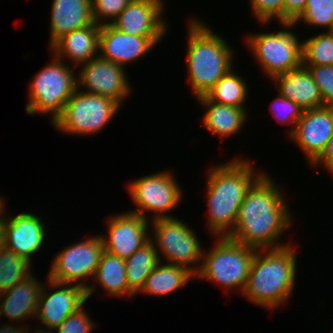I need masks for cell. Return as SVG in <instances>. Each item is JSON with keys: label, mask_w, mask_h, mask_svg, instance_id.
Instances as JSON below:
<instances>
[{"label": "cell", "mask_w": 333, "mask_h": 333, "mask_svg": "<svg viewBox=\"0 0 333 333\" xmlns=\"http://www.w3.org/2000/svg\"><path fill=\"white\" fill-rule=\"evenodd\" d=\"M53 59L45 64L29 83L27 114H50L51 123L61 115L64 106L77 90L75 66L67 64L52 54ZM66 62V63H65Z\"/></svg>", "instance_id": "5"}, {"label": "cell", "mask_w": 333, "mask_h": 333, "mask_svg": "<svg viewBox=\"0 0 333 333\" xmlns=\"http://www.w3.org/2000/svg\"><path fill=\"white\" fill-rule=\"evenodd\" d=\"M43 284L32 274L26 280L1 293L2 316H6L12 323L25 322L28 318L35 320Z\"/></svg>", "instance_id": "21"}, {"label": "cell", "mask_w": 333, "mask_h": 333, "mask_svg": "<svg viewBox=\"0 0 333 333\" xmlns=\"http://www.w3.org/2000/svg\"><path fill=\"white\" fill-rule=\"evenodd\" d=\"M307 0H284L283 23H294L304 12Z\"/></svg>", "instance_id": "36"}, {"label": "cell", "mask_w": 333, "mask_h": 333, "mask_svg": "<svg viewBox=\"0 0 333 333\" xmlns=\"http://www.w3.org/2000/svg\"><path fill=\"white\" fill-rule=\"evenodd\" d=\"M188 23L186 66L191 92L199 98L234 67V51L200 19L190 18Z\"/></svg>", "instance_id": "4"}, {"label": "cell", "mask_w": 333, "mask_h": 333, "mask_svg": "<svg viewBox=\"0 0 333 333\" xmlns=\"http://www.w3.org/2000/svg\"><path fill=\"white\" fill-rule=\"evenodd\" d=\"M318 85L324 106H333V65L305 66Z\"/></svg>", "instance_id": "34"}, {"label": "cell", "mask_w": 333, "mask_h": 333, "mask_svg": "<svg viewBox=\"0 0 333 333\" xmlns=\"http://www.w3.org/2000/svg\"><path fill=\"white\" fill-rule=\"evenodd\" d=\"M165 8L160 0H132L111 25L139 37H164L169 28L163 18Z\"/></svg>", "instance_id": "17"}, {"label": "cell", "mask_w": 333, "mask_h": 333, "mask_svg": "<svg viewBox=\"0 0 333 333\" xmlns=\"http://www.w3.org/2000/svg\"><path fill=\"white\" fill-rule=\"evenodd\" d=\"M4 199H5V198L0 197V213H1V210H2V205H3V203L5 202Z\"/></svg>", "instance_id": "39"}, {"label": "cell", "mask_w": 333, "mask_h": 333, "mask_svg": "<svg viewBox=\"0 0 333 333\" xmlns=\"http://www.w3.org/2000/svg\"><path fill=\"white\" fill-rule=\"evenodd\" d=\"M295 249L292 243L277 249L256 250L242 295L267 310L286 304L296 284Z\"/></svg>", "instance_id": "3"}, {"label": "cell", "mask_w": 333, "mask_h": 333, "mask_svg": "<svg viewBox=\"0 0 333 333\" xmlns=\"http://www.w3.org/2000/svg\"><path fill=\"white\" fill-rule=\"evenodd\" d=\"M300 21L311 28L323 27L333 31V0H307L304 12L293 24Z\"/></svg>", "instance_id": "30"}, {"label": "cell", "mask_w": 333, "mask_h": 333, "mask_svg": "<svg viewBox=\"0 0 333 333\" xmlns=\"http://www.w3.org/2000/svg\"><path fill=\"white\" fill-rule=\"evenodd\" d=\"M272 81L277 84L275 86L281 96L292 100L303 110L324 106L320 89L304 65L287 73L279 74Z\"/></svg>", "instance_id": "19"}, {"label": "cell", "mask_w": 333, "mask_h": 333, "mask_svg": "<svg viewBox=\"0 0 333 333\" xmlns=\"http://www.w3.org/2000/svg\"><path fill=\"white\" fill-rule=\"evenodd\" d=\"M2 316V309H1V300H0V318Z\"/></svg>", "instance_id": "42"}, {"label": "cell", "mask_w": 333, "mask_h": 333, "mask_svg": "<svg viewBox=\"0 0 333 333\" xmlns=\"http://www.w3.org/2000/svg\"><path fill=\"white\" fill-rule=\"evenodd\" d=\"M333 136V106L303 110L289 139L301 149L312 165Z\"/></svg>", "instance_id": "16"}, {"label": "cell", "mask_w": 333, "mask_h": 333, "mask_svg": "<svg viewBox=\"0 0 333 333\" xmlns=\"http://www.w3.org/2000/svg\"><path fill=\"white\" fill-rule=\"evenodd\" d=\"M196 278L188 269L160 261L146 278L140 293L153 296H165L178 291Z\"/></svg>", "instance_id": "24"}, {"label": "cell", "mask_w": 333, "mask_h": 333, "mask_svg": "<svg viewBox=\"0 0 333 333\" xmlns=\"http://www.w3.org/2000/svg\"><path fill=\"white\" fill-rule=\"evenodd\" d=\"M247 86L245 79L232 68L213 86L206 97L220 104L246 107L244 104L248 97Z\"/></svg>", "instance_id": "27"}, {"label": "cell", "mask_w": 333, "mask_h": 333, "mask_svg": "<svg viewBox=\"0 0 333 333\" xmlns=\"http://www.w3.org/2000/svg\"><path fill=\"white\" fill-rule=\"evenodd\" d=\"M132 0H91L92 18L98 25L111 24Z\"/></svg>", "instance_id": "32"}, {"label": "cell", "mask_w": 333, "mask_h": 333, "mask_svg": "<svg viewBox=\"0 0 333 333\" xmlns=\"http://www.w3.org/2000/svg\"><path fill=\"white\" fill-rule=\"evenodd\" d=\"M164 37H139L126 34L111 24L100 26L98 54L103 59L125 66L149 54Z\"/></svg>", "instance_id": "18"}, {"label": "cell", "mask_w": 333, "mask_h": 333, "mask_svg": "<svg viewBox=\"0 0 333 333\" xmlns=\"http://www.w3.org/2000/svg\"><path fill=\"white\" fill-rule=\"evenodd\" d=\"M100 25L95 22L85 28L74 30L58 39L48 50L57 58L73 61L74 66L97 57Z\"/></svg>", "instance_id": "22"}, {"label": "cell", "mask_w": 333, "mask_h": 333, "mask_svg": "<svg viewBox=\"0 0 333 333\" xmlns=\"http://www.w3.org/2000/svg\"><path fill=\"white\" fill-rule=\"evenodd\" d=\"M197 100L206 109L201 123L211 134L225 139L238 134L244 127L249 114L245 107L220 104L209 100L206 96Z\"/></svg>", "instance_id": "23"}, {"label": "cell", "mask_w": 333, "mask_h": 333, "mask_svg": "<svg viewBox=\"0 0 333 333\" xmlns=\"http://www.w3.org/2000/svg\"><path fill=\"white\" fill-rule=\"evenodd\" d=\"M31 262L8 249L0 246V294L30 277Z\"/></svg>", "instance_id": "28"}, {"label": "cell", "mask_w": 333, "mask_h": 333, "mask_svg": "<svg viewBox=\"0 0 333 333\" xmlns=\"http://www.w3.org/2000/svg\"><path fill=\"white\" fill-rule=\"evenodd\" d=\"M253 168L249 159L236 157L209 169L206 177V224L213 237H228L232 233L248 190L265 173Z\"/></svg>", "instance_id": "2"}, {"label": "cell", "mask_w": 333, "mask_h": 333, "mask_svg": "<svg viewBox=\"0 0 333 333\" xmlns=\"http://www.w3.org/2000/svg\"><path fill=\"white\" fill-rule=\"evenodd\" d=\"M5 202L0 213L2 244L32 263V256L40 251L46 239L45 221L37 213L22 212L5 216Z\"/></svg>", "instance_id": "14"}, {"label": "cell", "mask_w": 333, "mask_h": 333, "mask_svg": "<svg viewBox=\"0 0 333 333\" xmlns=\"http://www.w3.org/2000/svg\"><path fill=\"white\" fill-rule=\"evenodd\" d=\"M91 319L84 306L75 313L68 316L53 332L51 333H91L96 324ZM56 331V332H55Z\"/></svg>", "instance_id": "35"}, {"label": "cell", "mask_w": 333, "mask_h": 333, "mask_svg": "<svg viewBox=\"0 0 333 333\" xmlns=\"http://www.w3.org/2000/svg\"><path fill=\"white\" fill-rule=\"evenodd\" d=\"M120 107L108 97L77 89L52 125L56 130L68 135H94L112 121Z\"/></svg>", "instance_id": "9"}, {"label": "cell", "mask_w": 333, "mask_h": 333, "mask_svg": "<svg viewBox=\"0 0 333 333\" xmlns=\"http://www.w3.org/2000/svg\"><path fill=\"white\" fill-rule=\"evenodd\" d=\"M302 65H333V31H325L302 40Z\"/></svg>", "instance_id": "29"}, {"label": "cell", "mask_w": 333, "mask_h": 333, "mask_svg": "<svg viewBox=\"0 0 333 333\" xmlns=\"http://www.w3.org/2000/svg\"><path fill=\"white\" fill-rule=\"evenodd\" d=\"M48 287L56 289L52 293L48 292L47 286L43 284L39 301L36 320L41 321V325L36 330L42 332H53L68 316L82 308L88 300L86 289L81 285L58 283L47 278ZM38 328V329H37ZM46 329V330H45Z\"/></svg>", "instance_id": "13"}, {"label": "cell", "mask_w": 333, "mask_h": 333, "mask_svg": "<svg viewBox=\"0 0 333 333\" xmlns=\"http://www.w3.org/2000/svg\"><path fill=\"white\" fill-rule=\"evenodd\" d=\"M127 188L132 203L136 206L130 212L150 222L156 219L172 218L168 211L176 208L183 196L182 188L175 180L172 171L167 170L131 180ZM149 212L153 214L150 215Z\"/></svg>", "instance_id": "11"}, {"label": "cell", "mask_w": 333, "mask_h": 333, "mask_svg": "<svg viewBox=\"0 0 333 333\" xmlns=\"http://www.w3.org/2000/svg\"><path fill=\"white\" fill-rule=\"evenodd\" d=\"M77 75V89L90 94L108 97L120 106L131 95V84L123 66L99 55L81 64ZM124 100V101H123Z\"/></svg>", "instance_id": "12"}, {"label": "cell", "mask_w": 333, "mask_h": 333, "mask_svg": "<svg viewBox=\"0 0 333 333\" xmlns=\"http://www.w3.org/2000/svg\"><path fill=\"white\" fill-rule=\"evenodd\" d=\"M86 239L60 250L53 257L47 278L58 283L81 285L89 299L95 293L96 286L87 284V279L93 280L105 248L101 234Z\"/></svg>", "instance_id": "10"}, {"label": "cell", "mask_w": 333, "mask_h": 333, "mask_svg": "<svg viewBox=\"0 0 333 333\" xmlns=\"http://www.w3.org/2000/svg\"><path fill=\"white\" fill-rule=\"evenodd\" d=\"M150 241L155 245L159 261L182 266L196 275L200 269L204 248L194 229L177 217L150 222ZM162 255V256H161Z\"/></svg>", "instance_id": "7"}, {"label": "cell", "mask_w": 333, "mask_h": 333, "mask_svg": "<svg viewBox=\"0 0 333 333\" xmlns=\"http://www.w3.org/2000/svg\"><path fill=\"white\" fill-rule=\"evenodd\" d=\"M33 333H50V332H42V331L34 330Z\"/></svg>", "instance_id": "41"}, {"label": "cell", "mask_w": 333, "mask_h": 333, "mask_svg": "<svg viewBox=\"0 0 333 333\" xmlns=\"http://www.w3.org/2000/svg\"><path fill=\"white\" fill-rule=\"evenodd\" d=\"M50 15L49 47L65 34L94 23L91 0H53Z\"/></svg>", "instance_id": "20"}, {"label": "cell", "mask_w": 333, "mask_h": 333, "mask_svg": "<svg viewBox=\"0 0 333 333\" xmlns=\"http://www.w3.org/2000/svg\"><path fill=\"white\" fill-rule=\"evenodd\" d=\"M283 195L279 184L265 172L248 190L228 237L256 250L290 245L280 242L283 232L293 223Z\"/></svg>", "instance_id": "1"}, {"label": "cell", "mask_w": 333, "mask_h": 333, "mask_svg": "<svg viewBox=\"0 0 333 333\" xmlns=\"http://www.w3.org/2000/svg\"><path fill=\"white\" fill-rule=\"evenodd\" d=\"M94 279L108 295L116 298L135 296L127 283L125 260L107 251L102 253Z\"/></svg>", "instance_id": "25"}, {"label": "cell", "mask_w": 333, "mask_h": 333, "mask_svg": "<svg viewBox=\"0 0 333 333\" xmlns=\"http://www.w3.org/2000/svg\"><path fill=\"white\" fill-rule=\"evenodd\" d=\"M107 225L106 235H101L105 251L123 260L150 241V221L130 211L111 216Z\"/></svg>", "instance_id": "15"}, {"label": "cell", "mask_w": 333, "mask_h": 333, "mask_svg": "<svg viewBox=\"0 0 333 333\" xmlns=\"http://www.w3.org/2000/svg\"><path fill=\"white\" fill-rule=\"evenodd\" d=\"M252 14L263 24H269L277 19L278 23H283V3L284 0H249Z\"/></svg>", "instance_id": "33"}, {"label": "cell", "mask_w": 333, "mask_h": 333, "mask_svg": "<svg viewBox=\"0 0 333 333\" xmlns=\"http://www.w3.org/2000/svg\"><path fill=\"white\" fill-rule=\"evenodd\" d=\"M319 164L324 166L323 168L333 176V136L330 138L322 155L312 164V167H317Z\"/></svg>", "instance_id": "37"}, {"label": "cell", "mask_w": 333, "mask_h": 333, "mask_svg": "<svg viewBox=\"0 0 333 333\" xmlns=\"http://www.w3.org/2000/svg\"><path fill=\"white\" fill-rule=\"evenodd\" d=\"M214 247L203 251L197 279H205L222 285L225 291L237 289L243 292L256 249L236 242L229 237H216Z\"/></svg>", "instance_id": "6"}, {"label": "cell", "mask_w": 333, "mask_h": 333, "mask_svg": "<svg viewBox=\"0 0 333 333\" xmlns=\"http://www.w3.org/2000/svg\"><path fill=\"white\" fill-rule=\"evenodd\" d=\"M2 245V231H1V226H0V246Z\"/></svg>", "instance_id": "40"}, {"label": "cell", "mask_w": 333, "mask_h": 333, "mask_svg": "<svg viewBox=\"0 0 333 333\" xmlns=\"http://www.w3.org/2000/svg\"><path fill=\"white\" fill-rule=\"evenodd\" d=\"M13 325V326H12ZM28 325L25 326H18L17 323L16 326L12 323L4 324L2 327H0V333H28Z\"/></svg>", "instance_id": "38"}, {"label": "cell", "mask_w": 333, "mask_h": 333, "mask_svg": "<svg viewBox=\"0 0 333 333\" xmlns=\"http://www.w3.org/2000/svg\"><path fill=\"white\" fill-rule=\"evenodd\" d=\"M270 106V112L274 115L275 120H278L277 122L283 125L292 124L289 131H287L289 136L294 131L296 123L303 113V109L279 93Z\"/></svg>", "instance_id": "31"}, {"label": "cell", "mask_w": 333, "mask_h": 333, "mask_svg": "<svg viewBox=\"0 0 333 333\" xmlns=\"http://www.w3.org/2000/svg\"><path fill=\"white\" fill-rule=\"evenodd\" d=\"M283 29L278 32L261 31L250 34L245 39L247 46L260 68L271 80L302 65V41L290 31L293 23H280ZM291 27V28H290Z\"/></svg>", "instance_id": "8"}, {"label": "cell", "mask_w": 333, "mask_h": 333, "mask_svg": "<svg viewBox=\"0 0 333 333\" xmlns=\"http://www.w3.org/2000/svg\"><path fill=\"white\" fill-rule=\"evenodd\" d=\"M159 262L157 250L151 241L125 260L127 283L134 294L141 291L146 278Z\"/></svg>", "instance_id": "26"}]
</instances>
